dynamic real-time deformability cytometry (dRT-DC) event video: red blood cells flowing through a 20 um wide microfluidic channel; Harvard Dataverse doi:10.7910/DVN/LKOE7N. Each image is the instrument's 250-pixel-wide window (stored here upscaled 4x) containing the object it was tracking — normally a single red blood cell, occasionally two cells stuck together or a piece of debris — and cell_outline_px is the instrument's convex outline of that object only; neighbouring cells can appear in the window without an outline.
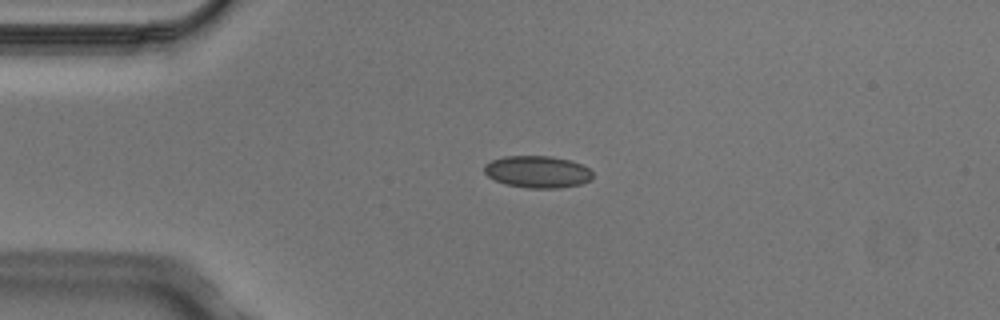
{"species": "Egyptian fruit bat (a non-hibernating species)", "species_latin": "Rousettus aegyptiacus", "temperature_condition": "cold", "stored_images_in_passage": 3, "camera_frame_rate_fps": 3000, "um_per_image_px": 0.085, "animal": {"sex": "male"}, "frame": {"image": 1, "passage_image": 3, "time_ms": 0.667, "image_size_px": [1000, 320], "cell_outline_px": [[592, 180], [580, 184], [560, 188], [528, 188], [504, 184], [488, 176], [484, 172], [484, 164], [492, 160], [504, 156], [552, 156], [572, 160], [588, 168], [592, 172]], "centroid_in_image_um": [45.69, 14.6], "position_along_channel_um": 39.3, "area_um2": 20.35}}